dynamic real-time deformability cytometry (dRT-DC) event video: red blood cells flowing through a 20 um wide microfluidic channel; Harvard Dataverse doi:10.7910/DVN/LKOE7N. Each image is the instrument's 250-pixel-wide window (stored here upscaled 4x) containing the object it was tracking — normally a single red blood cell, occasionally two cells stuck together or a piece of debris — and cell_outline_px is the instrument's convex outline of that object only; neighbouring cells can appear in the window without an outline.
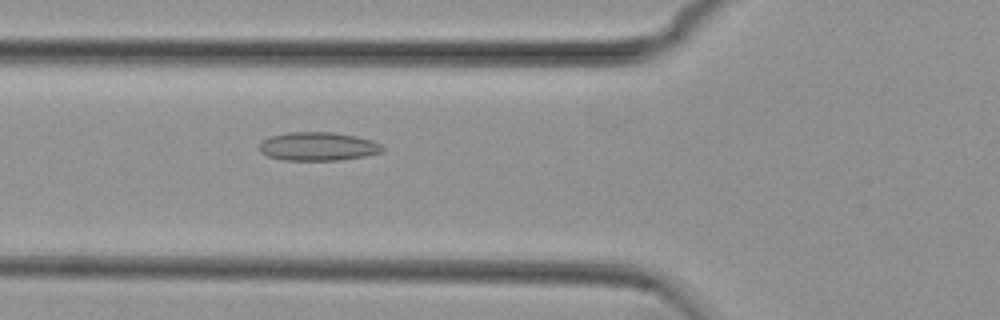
{"species": "common noctule bat (a hibernating species)", "species_latin": "Nyctalus noctula", "temperature_condition": "cold", "stored_images_in_passage": 36, "camera_frame_rate_fps": 3000, "um_per_image_px": 0.085, "animal": {"sex": "female", "body_mass_g": 29.2, "forearm_length_mm": 56.3}, "frame": {"image": 1, "passage_image": 9, "time_ms": 2.667, "image_size_px": [1000, 320], "cell_outline_px": [[384, 152], [364, 156], [340, 160], [284, 160], [268, 156], [260, 152], [260, 144], [264, 140], [272, 136], [288, 132], [332, 132], [356, 136], [372, 140], [380, 144], [384, 148]], "centroid_in_image_um": [27.06, 12.45], "position_along_channel_um": 98.7, "area_um2": 20.4}}
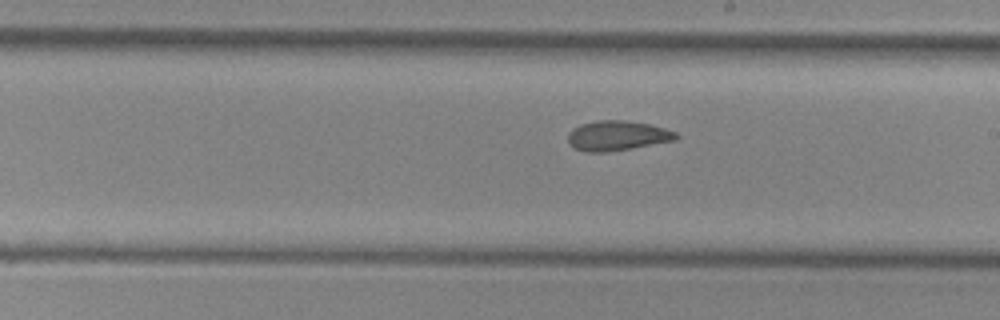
{"frame": {"image": 2, "passage_image": 20, "time_ms": 6.333, "image_size_px": [1000, 320], "cell_outline_px": [[680, 136], [676, 140], [632, 148], [608, 152], [588, 152], [576, 148], [568, 144], [568, 132], [572, 128], [580, 124], [596, 120], [624, 120], [648, 124], [664, 128], [676, 132]], "centroid_in_image_um": [52.45, 11.53], "position_along_channel_um": 236.5, "area_um2": 18.9}}
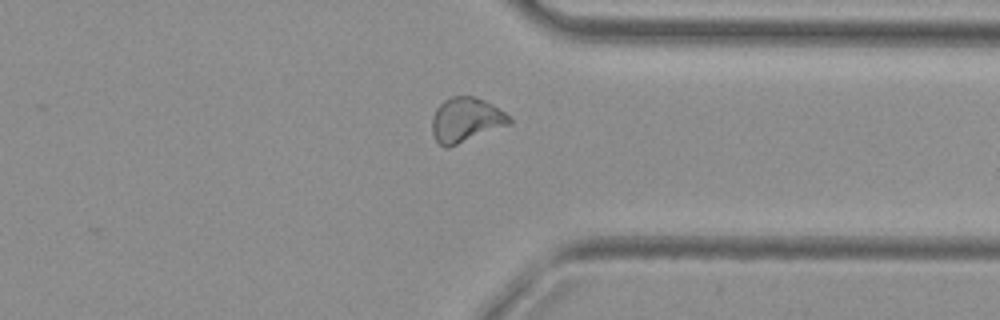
{"frame": {"image": 3, "passage_image": 31, "time_ms": 10.0, "image_size_px": [1000, 320], "cell_outline_px": [[512, 124], [448, 148], [444, 148], [436, 140], [432, 132], [432, 116], [436, 108], [444, 100], [452, 96], [472, 96], [484, 100], [492, 104], [512, 116]], "centroid_in_image_um": [39.63, 10.2], "position_along_channel_um": 371.8, "area_um2": 20.35}, "authors_computed_cell_mechanics": {"area_um2": 19.363, "velocity_mm_per_s": 3.7493, "shape_relaxation_time_tau1_ms": null, "shape_relaxation_time_tau2_ms": 2.8069, "deformation_change_tau1": null, "deformation_change_tau2": 0.0837}}